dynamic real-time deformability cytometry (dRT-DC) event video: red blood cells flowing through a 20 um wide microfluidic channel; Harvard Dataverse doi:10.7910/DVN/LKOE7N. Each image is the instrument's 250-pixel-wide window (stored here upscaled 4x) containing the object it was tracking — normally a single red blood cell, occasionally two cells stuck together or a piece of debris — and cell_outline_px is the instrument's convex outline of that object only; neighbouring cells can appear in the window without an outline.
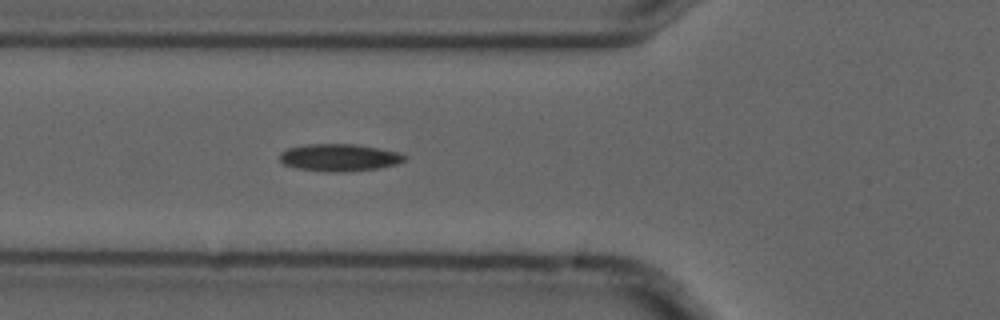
{"species": "common noctule bat (a hibernating species)", "species_latin": "Nyctalus noctula", "temperature_condition": "cold", "stored_images_in_passage": 4, "camera_frame_rate_fps": 3000, "um_per_image_px": 0.085, "animal": {"sex": "male", "forearm_length_mm": 52.5}, "frame": {"image": 1, "passage_image": 4, "time_ms": 1.0, "image_size_px": [1000, 320], "cell_outline_px": [[408, 160], [396, 164], [380, 168], [340, 172], [324, 172], [296, 168], [284, 164], [280, 160], [280, 152], [288, 148], [308, 144], [356, 144], [396, 152], [408, 156]], "centroid_in_image_um": [28.84, 13.4], "position_along_channel_um": 97.0, "area_um2": 19.88}}